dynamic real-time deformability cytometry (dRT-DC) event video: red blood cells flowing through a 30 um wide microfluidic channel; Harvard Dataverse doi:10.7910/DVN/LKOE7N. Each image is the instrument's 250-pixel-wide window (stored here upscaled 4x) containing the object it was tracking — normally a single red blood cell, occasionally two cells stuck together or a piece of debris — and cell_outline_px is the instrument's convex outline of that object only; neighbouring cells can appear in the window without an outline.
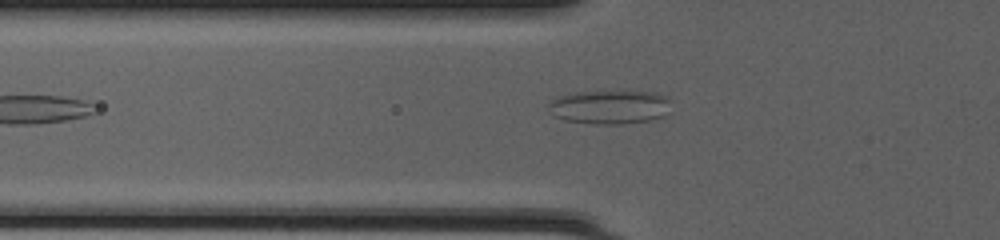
{"species": "common noctule bat (a hibernating species)", "species_latin": "Nyctalus noctula", "temperature_condition": "cold", "stored_images_in_passage": 34, "camera_frame_rate_fps": 3000, "um_per_image_px": 0.085, "animal": {"sex": "female", "body_mass_g": 20.0, "forearm_length_mm": 54.0}, "frame": {"image": 1, "passage_image": 3, "time_ms": 0.667, "image_size_px": [1000, 240], "cell_outline_px": [[668, 100], [664, 116], [652, 120], [620, 124], [592, 124], [564, 120], [548, 112], [548, 104], [552, 100], [560, 96], [576, 92], [656, 92], [668, 96]], "centroid_in_image_um": [51.79, 9.11], "position_along_channel_um": 74.0, "area_um2": 23.93}}
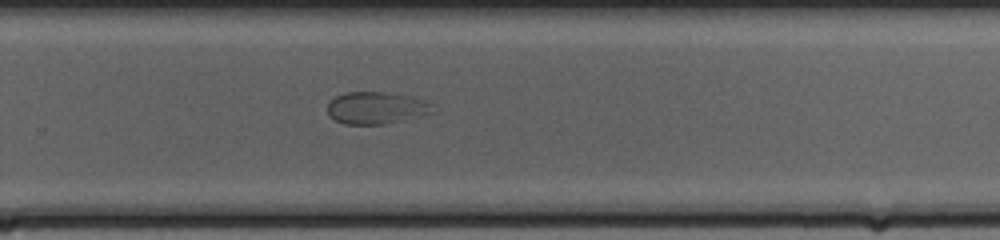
{"frame": {"image": 2, "passage_image": 19, "time_ms": 6.0, "image_size_px": [1000, 240], "cell_outline_px": [[436, 112], [384, 124], [344, 124], [328, 116], [328, 100], [344, 92], [384, 92], [408, 96], [424, 100]], "centroid_in_image_um": [31.92, 9.17], "position_along_channel_um": 297.9, "area_um2": 19.54}}
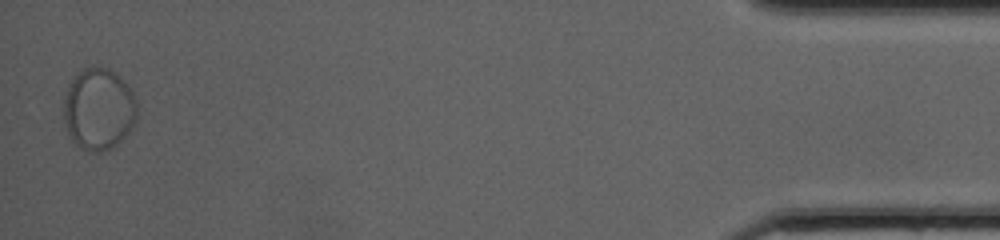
{"frame": {"image": 3, "passage_image": 34, "time_ms": 11.0, "image_size_px": [1000, 240], "cell_outline_px": [[136, 120], [132, 128], [116, 144], [100, 152], [88, 152], [80, 148], [68, 136], [64, 124], [64, 96], [68, 84], [84, 68], [96, 64], [108, 68], [120, 76], [132, 92], [136, 100]], "centroid_in_image_um": [8.36, 9.26], "position_along_channel_um": 426.8, "area_um2": 35.2}}